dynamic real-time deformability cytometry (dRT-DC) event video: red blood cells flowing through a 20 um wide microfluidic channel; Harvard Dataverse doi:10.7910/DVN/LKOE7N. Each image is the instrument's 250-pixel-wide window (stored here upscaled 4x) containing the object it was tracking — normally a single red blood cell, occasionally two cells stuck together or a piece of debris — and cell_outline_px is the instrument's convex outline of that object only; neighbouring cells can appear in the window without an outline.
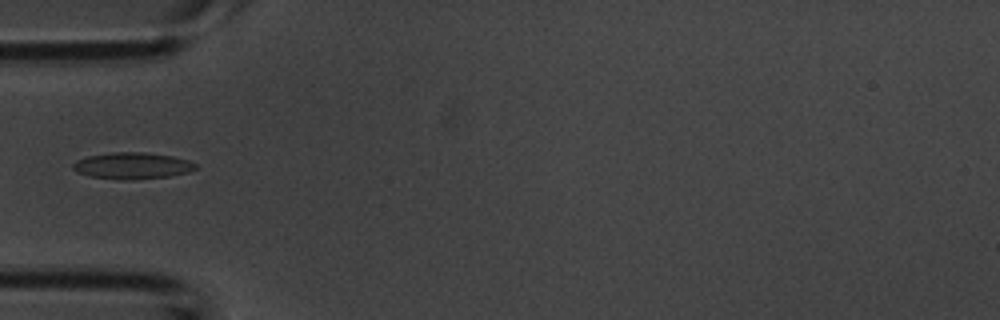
{"species": "common noctule bat (a hibernating species)", "species_latin": "Nyctalus noctula", "temperature_condition": "room temperature", "stored_images_in_passage": 37, "camera_frame_rate_fps": 3000, "um_per_image_px": 0.085, "animal": {"sex": "male", "body_mass_g": 20.1, "forearm_length_mm": 53.5}, "frame": {"image": 1, "passage_image": 1, "time_ms": 0.0, "image_size_px": [1000, 320], "cell_outline_px": [[196, 168], [188, 172], [168, 176], [124, 180], [92, 176], [76, 172], [72, 168], [72, 164], [76, 160], [88, 156], [112, 152], [144, 152], [172, 156], [188, 160], [196, 164]], "centroid_in_image_um": [11.22, 14.07], "position_along_channel_um": 73.8, "area_um2": 18.73}}
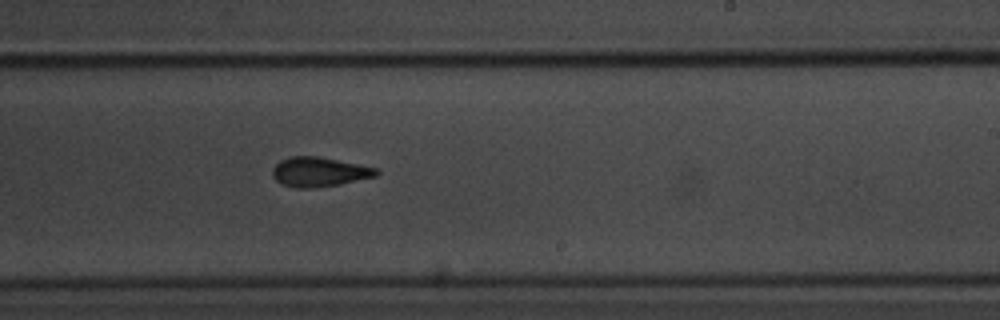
{"frame": {"image": 2, "passage_image": 16, "time_ms": 5.0, "image_size_px": [1000, 320], "cell_outline_px": [[380, 172], [376, 176], [340, 184], [316, 188], [296, 188], [280, 184], [272, 176], [272, 168], [280, 160], [292, 156], [316, 156], [376, 168]], "centroid_in_image_um": [27.08, 14.62], "position_along_channel_um": 261.9, "area_um2": 17.8}}
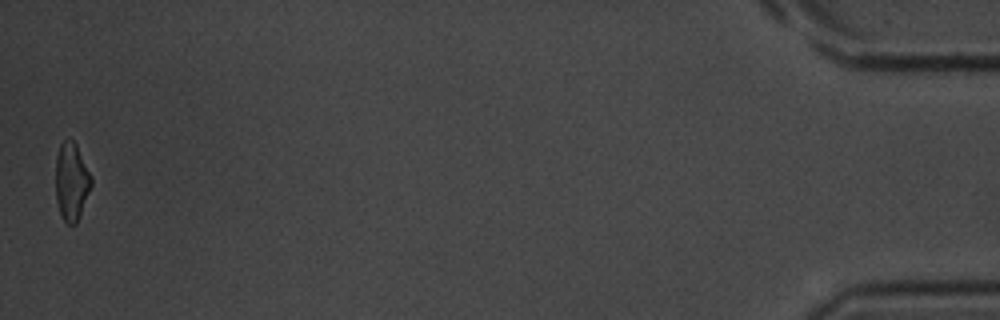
{"frame": {"image": 3, "passage_image": 37, "time_ms": 12.0, "image_size_px": [1000, 320], "cell_outline_px": [[92, 184], [76, 224], [68, 224], [64, 220], [60, 212], [56, 200], [56, 156], [60, 144], [68, 136], [76, 144], [92, 176]], "centroid_in_image_um": [6.07, 15.39], "position_along_channel_um": 429.1, "area_um2": 16.13}}